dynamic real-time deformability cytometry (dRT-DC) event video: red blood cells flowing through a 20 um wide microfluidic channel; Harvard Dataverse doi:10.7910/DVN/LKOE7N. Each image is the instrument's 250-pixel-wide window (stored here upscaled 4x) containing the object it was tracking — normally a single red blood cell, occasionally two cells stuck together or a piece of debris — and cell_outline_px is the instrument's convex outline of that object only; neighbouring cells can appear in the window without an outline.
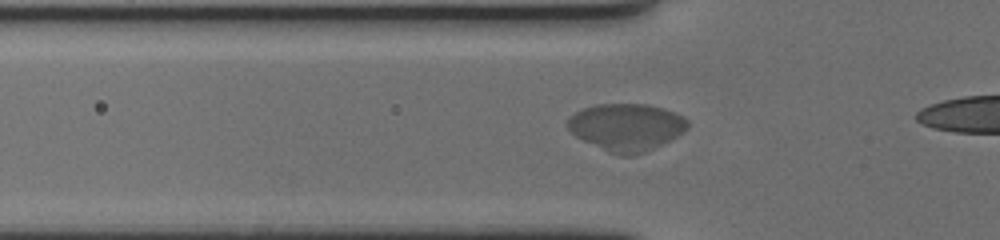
{"species": "human", "species_latin": "Homo sapiens", "temperature_condition": "cold", "stored_images_in_passage": 36, "camera_frame_rate_fps": 3000, "um_per_image_px": 0.085, "donor": {"sex": "female"}, "frame": {"image": 1, "passage_image": 7, "time_ms": 2.0, "image_size_px": [1000, 240], "cell_outline_px": [[688, 128], [664, 144], [644, 152], [632, 156], [620, 156], [608, 152], [576, 136], [568, 128], [568, 120], [576, 112], [584, 108], [596, 104], [648, 104], [664, 108], [688, 120]], "centroid_in_image_um": [53.26, 10.81], "position_along_channel_um": 72.5, "area_um2": 32.77}}
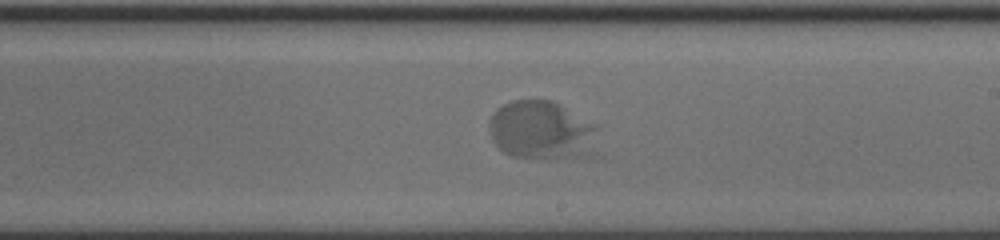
{"frame": {"image": 2, "passage_image": 22, "time_ms": 7.0, "image_size_px": [1000, 240], "cell_outline_px": [[600, 156], [512, 156], [504, 152], [492, 140], [492, 112], [496, 108], [512, 100], [552, 100], [600, 124]], "centroid_in_image_um": [46.24, 11.06], "position_along_channel_um": 242.8, "area_um2": 37.8}}
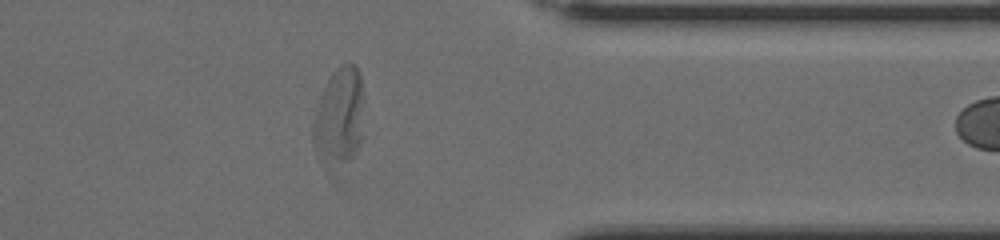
{"frame": {"image": 3, "passage_image": 35, "time_ms": 11.333, "image_size_px": [1000, 240], "cell_outline_px": [[364, 136], [352, 156], [336, 180], [332, 180], [328, 176], [316, 152], [312, 140], [312, 120], [320, 96], [332, 72], [340, 64], [352, 64], [356, 68], [360, 76]], "centroid_in_image_um": [28.79, 10.21], "position_along_channel_um": 382.6, "area_um2": 30.81}}